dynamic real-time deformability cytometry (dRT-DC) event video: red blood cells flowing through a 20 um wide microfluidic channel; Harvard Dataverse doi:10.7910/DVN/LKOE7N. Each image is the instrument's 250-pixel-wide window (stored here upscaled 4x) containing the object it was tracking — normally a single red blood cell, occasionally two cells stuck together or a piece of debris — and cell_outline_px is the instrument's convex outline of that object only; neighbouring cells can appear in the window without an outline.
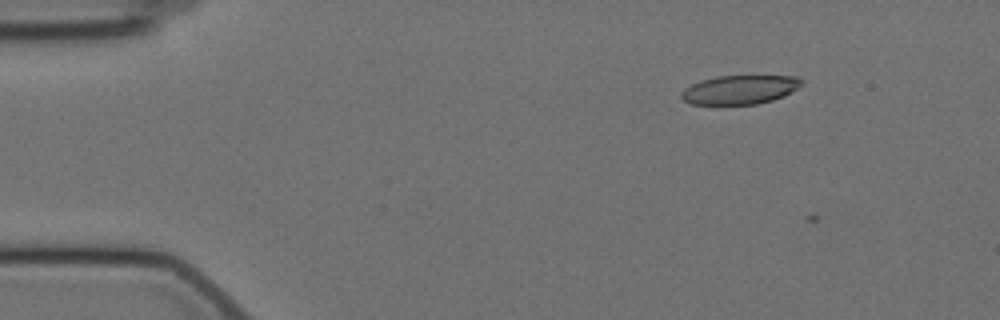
{"species": "Egyptian fruit bat (a non-hibernating species)", "species_latin": "Rousettus aegyptiacus", "temperature_condition": "cold", "stored_images_in_passage": 5, "camera_frame_rate_fps": 3000, "um_per_image_px": 0.085, "animal": {"sex": "female"}, "frame": {"image": 1, "passage_image": 3, "time_ms": 0.667, "image_size_px": [1000, 320], "cell_outline_px": [[804, 80], [796, 88], [784, 96], [772, 100], [756, 104], [692, 104], [684, 100], [680, 96], [680, 92], [684, 88], [700, 80], [716, 76], [800, 76]], "centroid_in_image_um": [62.86, 7.61], "position_along_channel_um": 22.1, "area_um2": 20.23}}